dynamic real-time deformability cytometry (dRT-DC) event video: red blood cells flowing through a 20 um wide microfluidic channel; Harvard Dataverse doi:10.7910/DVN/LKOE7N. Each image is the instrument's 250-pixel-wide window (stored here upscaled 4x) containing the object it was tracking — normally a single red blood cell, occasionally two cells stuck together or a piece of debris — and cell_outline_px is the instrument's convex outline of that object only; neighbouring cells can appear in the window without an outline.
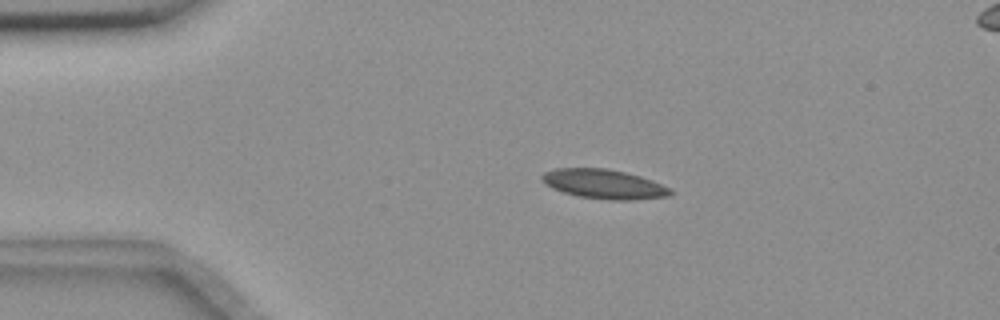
{"species": "common noctule bat (a hibernating species)", "species_latin": "Nyctalus noctula", "temperature_condition": "room temperature", "stored_images_in_passage": 55, "camera_frame_rate_fps": 3000, "um_per_image_px": 0.085, "animal": {"sex": "female", "body_mass_g": 18.4}, "frame": {"image": 1, "passage_image": 11, "time_ms": 3.333, "image_size_px": [1000, 320], "cell_outline_px": [[676, 192], [668, 196], [632, 200], [608, 200], [580, 196], [564, 192], [552, 188], [544, 184], [540, 180], [540, 176], [544, 172], [556, 168], [608, 168], [640, 176], [652, 180], [672, 188]], "centroid_in_image_um": [51.35, 15.64], "position_along_channel_um": 33.7, "area_um2": 22.2}}
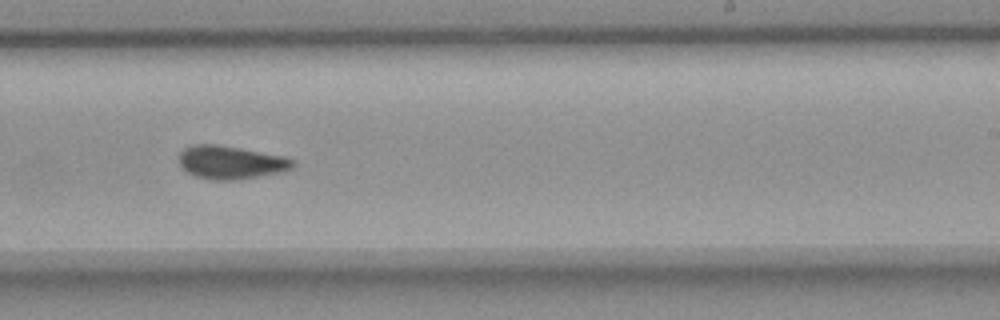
{"frame": {"image": 2, "passage_image": 34, "time_ms": 11.0, "image_size_px": [1000, 320], "cell_outline_px": [[296, 164], [292, 168], [284, 172], [236, 180], [212, 180], [196, 176], [188, 172], [180, 164], [180, 152], [184, 148], [192, 144], [216, 144], [284, 156], [296, 160]], "centroid_in_image_um": [19.66, 13.8], "position_along_channel_um": 269.3, "area_um2": 22.08}}
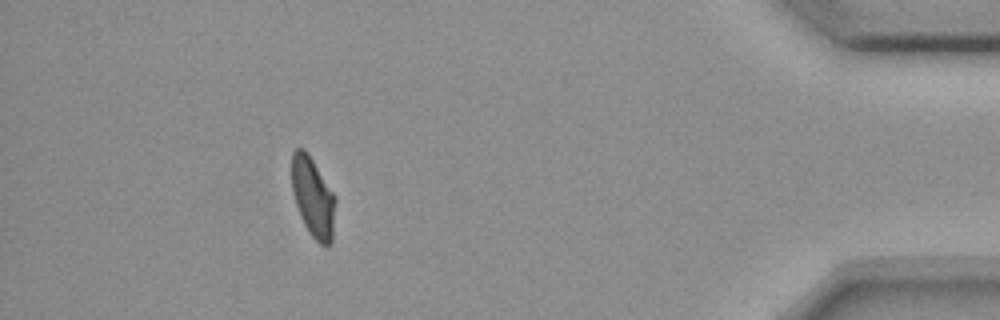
{"frame": {"image": 3, "passage_image": 50, "time_ms": 16.333, "image_size_px": [1000, 320], "cell_outline_px": [[336, 200], [332, 244], [328, 248], [324, 248], [308, 232], [300, 216], [292, 192], [292, 152], [296, 148], [304, 148], [308, 152], [336, 196]], "centroid_in_image_um": [26.63, 16.8], "position_along_channel_um": 408.6, "area_um2": 20.75}, "authors_computed_cell_mechanics": {"area_um2": 21.386, "velocity_mm_per_s": 3.6308, "shape_relaxation_time_tau1_ms": null, "shape_relaxation_time_tau2_ms": 3.0462, "deformation_change_tau1": null, "deformation_change_tau2": 0.0693}}